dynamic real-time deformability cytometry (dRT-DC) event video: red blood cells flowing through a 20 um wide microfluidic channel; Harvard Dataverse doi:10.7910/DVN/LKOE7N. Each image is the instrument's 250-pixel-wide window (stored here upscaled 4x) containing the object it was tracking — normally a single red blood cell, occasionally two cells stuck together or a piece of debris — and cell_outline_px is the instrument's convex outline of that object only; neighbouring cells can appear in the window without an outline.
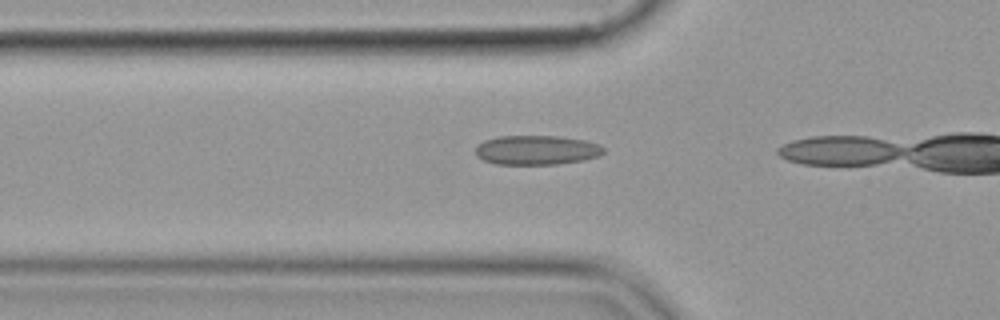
{"species": "common noctule bat (a hibernating species)", "species_latin": "Nyctalus noctula", "temperature_condition": "cold", "stored_images_in_passage": 4, "camera_frame_rate_fps": 3000, "um_per_image_px": 0.085, "animal": {"sex": "female", "body_mass_g": 19.9}, "frame": {"image": 1, "passage_image": 3, "time_ms": 0.667, "image_size_px": [1000, 320], "cell_outline_px": [[604, 152], [600, 156], [584, 160], [556, 164], [496, 164], [484, 160], [476, 156], [476, 144], [484, 140], [496, 136], [560, 136], [584, 140], [600, 144], [604, 148]], "centroid_in_image_um": [45.61, 12.75], "position_along_channel_um": 80.2, "area_um2": 22.14}}